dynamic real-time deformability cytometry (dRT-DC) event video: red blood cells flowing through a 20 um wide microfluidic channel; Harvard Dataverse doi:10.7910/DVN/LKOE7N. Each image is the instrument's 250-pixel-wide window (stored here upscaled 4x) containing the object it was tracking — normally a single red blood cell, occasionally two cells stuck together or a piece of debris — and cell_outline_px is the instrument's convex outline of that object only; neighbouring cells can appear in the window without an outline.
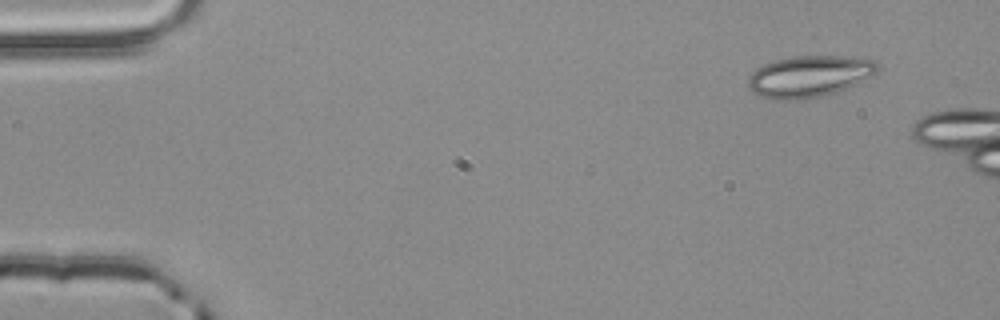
{"species": "common noctule bat (a hibernating species)", "species_latin": "Nyctalus noctula", "temperature_condition": "room temperature", "stored_images_in_passage": 3, "camera_frame_rate_fps": 3000, "um_per_image_px": 0.085, "animal": {"sex": "male", "body_mass_g": 20.4}, "frame": {"image": 1, "passage_image": 1, "time_ms": 0.0, "image_size_px": [1000, 320], "cell_outline_px": [[880, 68], [876, 72], [856, 84], [836, 92], [820, 96], [792, 100], [772, 100], [760, 96], [752, 92], [748, 88], [748, 76], [756, 68], [764, 64], [776, 60], [792, 56], [848, 56], [876, 60]], "centroid_in_image_um": [68.76, 6.48], "position_along_channel_um": 16.2, "area_um2": 31.39}}